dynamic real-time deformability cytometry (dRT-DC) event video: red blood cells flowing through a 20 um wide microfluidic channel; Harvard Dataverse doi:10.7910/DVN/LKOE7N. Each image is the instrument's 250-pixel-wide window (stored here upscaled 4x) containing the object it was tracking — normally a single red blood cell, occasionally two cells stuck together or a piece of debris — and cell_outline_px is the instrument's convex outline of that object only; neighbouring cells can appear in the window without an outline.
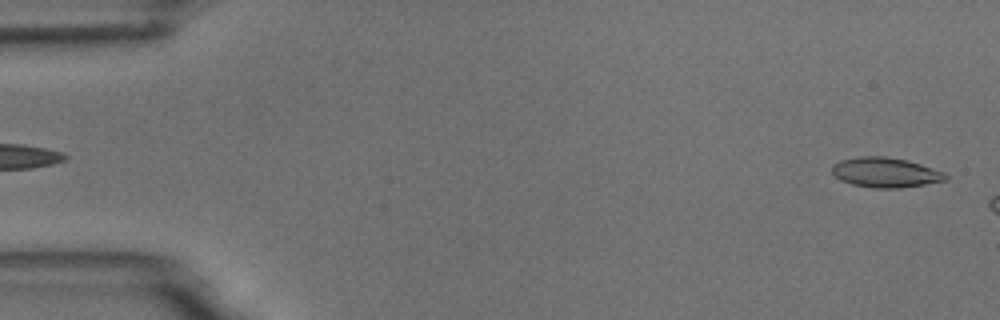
{"species": "common noctule bat (a hibernating species)", "species_latin": "Nyctalus noctula", "temperature_condition": "room temperature", "stored_images_in_passage": 5, "segment_of_instrument_passage": [2, 2], "camera_frame_rate_fps": 3000, "um_per_image_px": 0.085, "animal": {"sex": "male", "body_mass_g": 18.8}, "frame": {"image": 1, "passage_image": 5, "time_ms": 4.667, "image_size_px": [1000, 320], "cell_outline_px": [[948, 180], [900, 188], [876, 188], [852, 184], [840, 180], [832, 172], [832, 164], [840, 160], [860, 156], [884, 156], [908, 160], [944, 172], [948, 176]], "centroid_in_image_um": [75.26, 14.65], "position_along_channel_um": 9.7, "area_um2": 19.77}}